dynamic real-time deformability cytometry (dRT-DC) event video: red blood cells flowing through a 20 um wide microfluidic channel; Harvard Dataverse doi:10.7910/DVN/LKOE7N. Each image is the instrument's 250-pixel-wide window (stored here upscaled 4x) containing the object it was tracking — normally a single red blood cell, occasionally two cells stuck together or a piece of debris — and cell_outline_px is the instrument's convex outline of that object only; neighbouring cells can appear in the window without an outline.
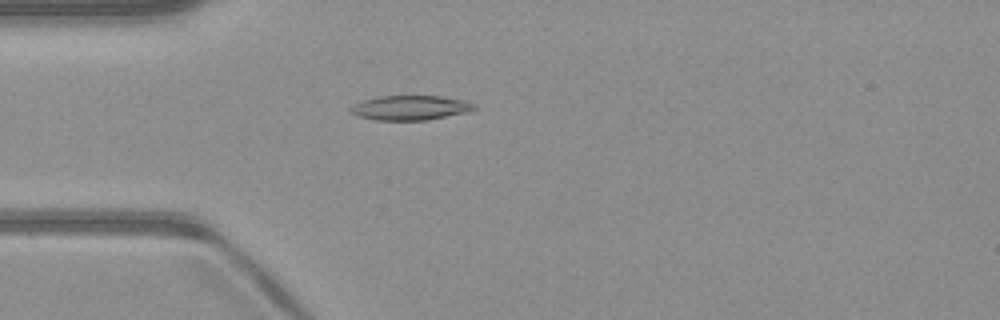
{"species": "common noctule bat (a hibernating species)", "species_latin": "Nyctalus noctula", "temperature_condition": "warm", "stored_images_in_passage": 31, "camera_frame_rate_fps": 3000, "um_per_image_px": 0.085, "animal": {"sex": "male", "body_mass_g": 23.1, "forearm_length_mm": 52.7}, "frame": {"image": 1, "passage_image": 14, "time_ms": 4.333, "image_size_px": [1000, 320], "cell_outline_px": [[476, 108], [468, 112], [428, 120], [376, 120], [356, 116], [348, 112], [348, 108], [364, 100], [380, 96], [440, 96], [464, 100], [476, 104]], "centroid_in_image_um": [34.87, 9.17], "position_along_channel_um": 50.1, "area_um2": 17.8}}
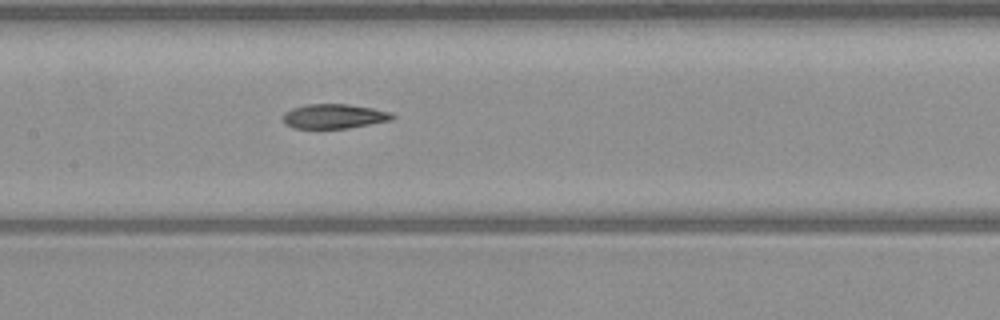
{"frame": {"image": 2, "passage_image": 24, "time_ms": 7.667, "image_size_px": [1000, 320], "cell_outline_px": [[396, 116], [392, 120], [348, 128], [292, 128], [284, 124], [280, 116], [284, 112], [292, 108], [304, 104], [348, 104], [372, 108], [392, 112]], "centroid_in_image_um": [28.35, 9.88], "position_along_channel_um": 179.0, "area_um2": 15.9}}
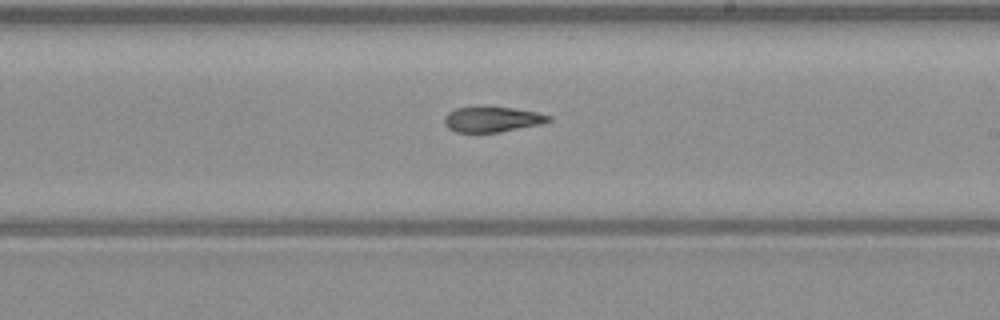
{"frame": {"image": 3, "passage_image": 29, "time_ms": 9.333, "image_size_px": [1000, 320], "cell_outline_px": [[552, 120], [540, 124], [500, 132], [456, 132], [448, 128], [444, 124], [444, 116], [448, 112], [456, 108], [488, 104], [536, 112], [552, 116]], "centroid_in_image_um": [41.8, 10.11], "position_along_channel_um": 247.2, "area_um2": 15.9}}